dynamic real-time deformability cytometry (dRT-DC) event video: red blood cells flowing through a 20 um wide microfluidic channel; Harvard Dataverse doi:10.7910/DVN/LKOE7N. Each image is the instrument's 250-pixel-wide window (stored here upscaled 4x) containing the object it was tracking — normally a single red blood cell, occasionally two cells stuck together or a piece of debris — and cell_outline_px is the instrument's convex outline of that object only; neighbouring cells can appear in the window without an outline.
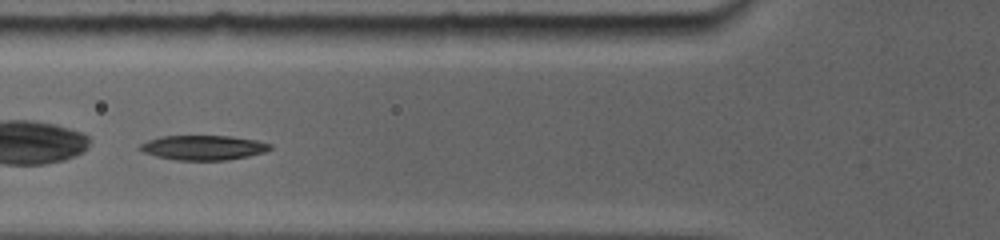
{"species": "common noctule bat (a hibernating species)", "species_latin": "Nyctalus noctula", "temperature_condition": "room temperature", "stored_images_in_passage": 8, "camera_frame_rate_fps": 5000, "um_per_image_px": 0.085, "animal": {"sex": "female", "body_mass_g": 19.0, "forearm_length_mm": 56.7}, "frame": {"image": 1, "passage_image": 2, "time_ms": 1.2, "image_size_px": [1000, 240], "cell_outline_px": [[272, 148], [264, 152], [248, 156], [224, 160], [176, 160], [156, 156], [144, 152], [136, 148], [140, 144], [148, 140], [164, 136], [228, 136], [256, 140], [268, 144]], "centroid_in_image_um": [17.23, 12.55], "position_along_channel_um": 108.6, "area_um2": 18.5}}
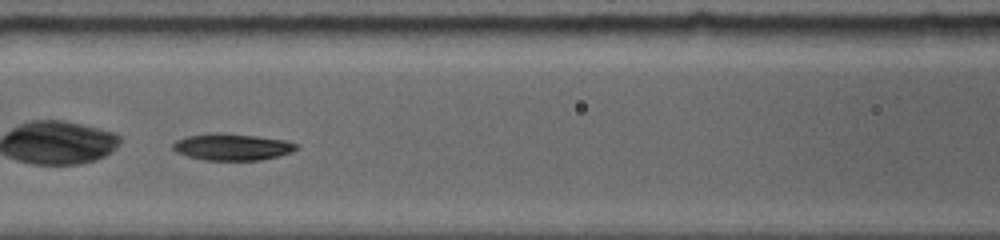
{"frame": {"image": 2, "passage_image": 3, "time_ms": 2.2, "image_size_px": [1000, 240], "cell_outline_px": [[296, 148], [292, 152], [260, 160], [204, 160], [188, 156], [176, 152], [172, 148], [172, 144], [176, 140], [188, 136], [252, 136], [284, 140], [296, 144]], "centroid_in_image_um": [19.72, 12.55], "position_along_channel_um": 146.9, "area_um2": 17.92}}
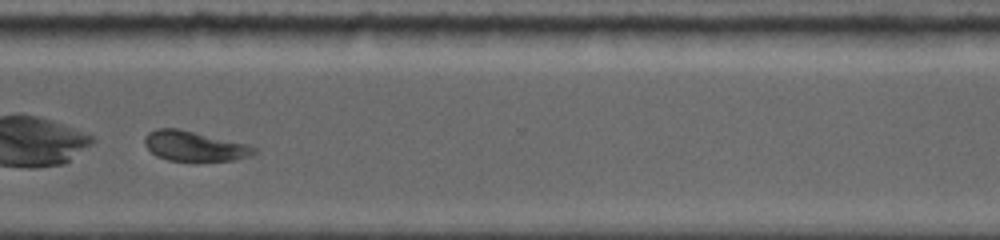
{"frame": {"image": 3, "passage_image": 8, "time_ms": 7.6, "image_size_px": [1000, 240], "cell_outline_px": [[256, 152], [252, 156], [236, 160], [168, 160], [156, 156], [144, 144], [144, 136], [148, 132], [156, 128], [176, 128], [248, 144], [256, 148]], "centroid_in_image_um": [16.52, 12.41], "position_along_channel_um": 354.1, "area_um2": 18.96}}